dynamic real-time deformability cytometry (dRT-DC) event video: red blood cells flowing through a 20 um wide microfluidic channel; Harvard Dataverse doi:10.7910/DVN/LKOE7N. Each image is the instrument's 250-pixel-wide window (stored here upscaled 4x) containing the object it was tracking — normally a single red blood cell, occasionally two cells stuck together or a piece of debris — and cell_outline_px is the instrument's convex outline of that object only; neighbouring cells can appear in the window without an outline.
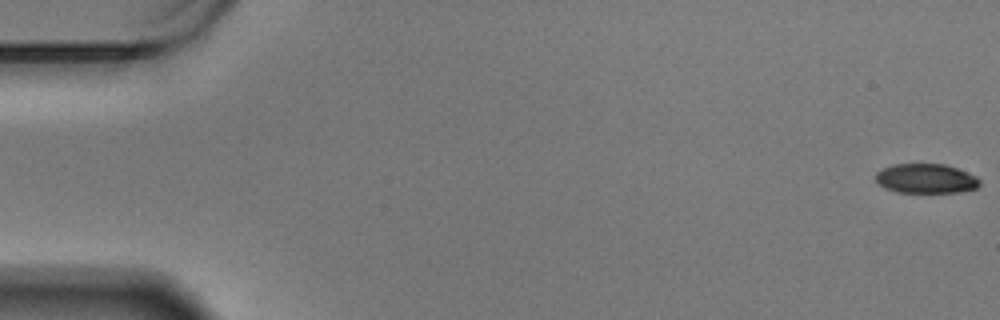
{"species": "Egyptian fruit bat (a non-hibernating species)", "species_latin": "Rousettus aegyptiacus", "temperature_condition": "warm", "stored_images_in_passage": 60, "camera_frame_rate_fps": 3000, "um_per_image_px": 0.085, "animal": {"sex": "male"}, "frame": {"image": 1, "passage_image": 1, "time_ms": 0.0, "image_size_px": [1000, 320], "cell_outline_px": [[980, 184], [976, 188], [960, 192], [896, 192], [884, 188], [876, 180], [876, 172], [892, 164], [944, 164], [956, 168], [976, 176], [980, 180]], "centroid_in_image_um": [78.7, 15.18], "position_along_channel_um": 6.3, "area_um2": 17.8}}
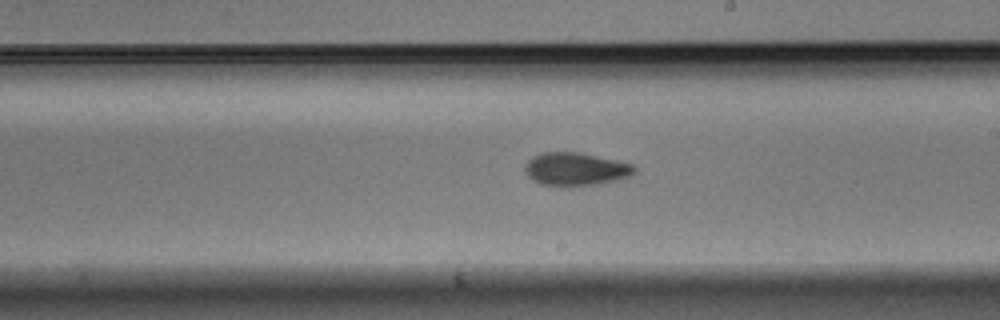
{"frame": {"image": 2, "passage_image": 35, "time_ms": 11.333, "image_size_px": [1000, 320], "cell_outline_px": [[636, 172], [632, 176], [600, 184], [568, 188], [540, 184], [532, 180], [524, 172], [524, 164], [532, 156], [540, 152], [580, 152], [616, 160], [632, 164], [636, 168]], "centroid_in_image_um": [48.9, 14.4], "position_along_channel_um": 240.1, "area_um2": 21.79}}
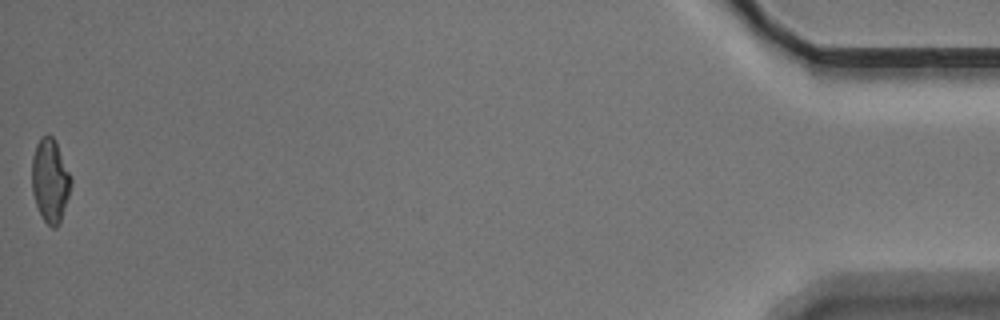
{"frame": {"image": 3, "passage_image": 60, "time_ms": 19.667, "image_size_px": [1000, 320], "cell_outline_px": [[72, 184], [60, 224], [56, 228], [52, 228], [44, 220], [36, 204], [32, 192], [32, 156], [36, 144], [40, 136], [52, 136], [56, 140], [72, 180]], "centroid_in_image_um": [4.26, 15.34], "position_along_channel_um": 430.9, "area_um2": 19.07}, "authors_computed_cell_mechanics": {"area_um2": 20.0855, "velocity_mm_per_s": 3.4261, "shape_relaxation_time_tau1_ms": 4.5254, "shape_relaxation_time_tau2_ms": 5.5115, "deformation_change_tau1": 0.1637, "deformation_change_tau2": 0.104}}